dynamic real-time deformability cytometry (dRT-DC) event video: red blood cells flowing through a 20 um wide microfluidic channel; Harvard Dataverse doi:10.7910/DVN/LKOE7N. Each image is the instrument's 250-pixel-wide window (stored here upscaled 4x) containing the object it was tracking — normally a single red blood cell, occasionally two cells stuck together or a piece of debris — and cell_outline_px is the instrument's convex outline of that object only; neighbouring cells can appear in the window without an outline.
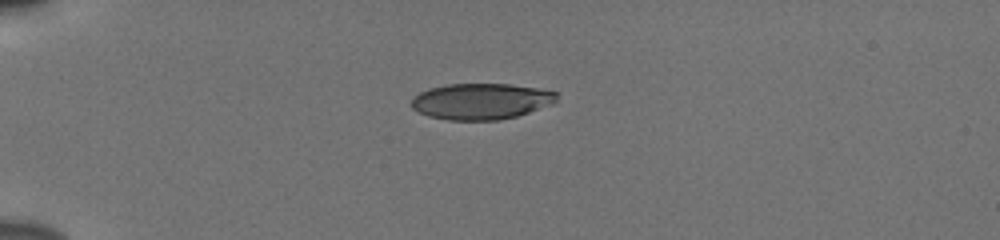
{"species": "human", "species_latin": "Homo sapiens", "temperature_condition": "cold", "stored_images_in_passage": 40, "camera_frame_rate_fps": 3000, "um_per_image_px": 0.085, "donor": {"sex": "male"}, "frame": {"image": 1, "passage_image": 1, "time_ms": 0.0, "image_size_px": [1000, 240], "cell_outline_px": [[556, 100], [552, 104], [516, 116], [500, 120], [448, 120], [428, 116], [412, 108], [408, 104], [420, 92], [428, 88], [448, 84], [508, 84], [536, 88], [556, 92]], "centroid_in_image_um": [40.85, 8.61], "position_along_channel_um": 44.2, "area_um2": 30.4}}
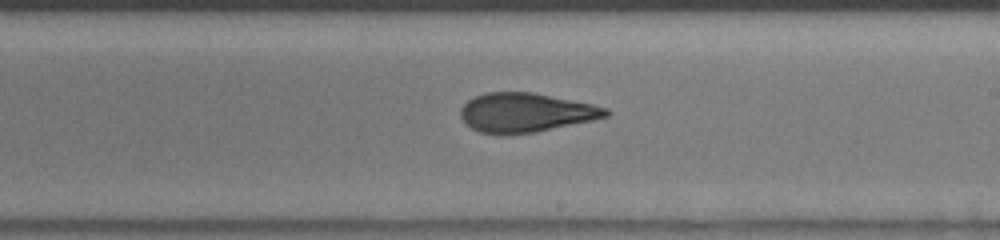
{"frame": {"image": 2, "passage_image": 20, "time_ms": 6.333, "image_size_px": [1000, 240], "cell_outline_px": [[612, 112], [608, 116], [592, 120], [536, 132], [508, 136], [500, 136], [480, 132], [472, 128], [460, 116], [460, 108], [468, 100], [484, 92], [532, 92], [592, 104], [608, 108]], "centroid_in_image_um": [44.67, 9.59], "position_along_channel_um": 244.3, "area_um2": 33.41}}
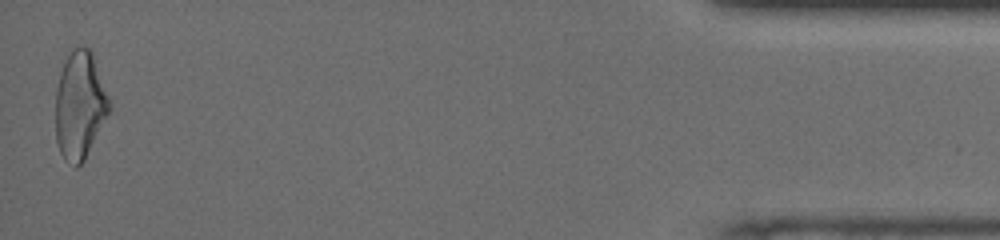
{"frame": {"image": 3, "passage_image": 40, "time_ms": 13.0, "image_size_px": [1000, 240], "cell_outline_px": [[112, 104], [84, 160], [76, 168], [64, 160], [60, 152], [56, 140], [56, 88], [60, 72], [72, 48], [88, 48], [92, 52]], "centroid_in_image_um": [6.77, 8.96], "position_along_channel_um": 428.4, "area_um2": 33.35}, "authors_computed_cell_mechanics": {"area_um2": 33.1194, "velocity_mm_per_s": 3.8674, "shape_relaxation_time_tau1_ms": 4.0389, "shape_relaxation_time_tau2_ms": 1.5598, "deformation_change_tau1": 0.1618, "deformation_change_tau2": 0.0967}}